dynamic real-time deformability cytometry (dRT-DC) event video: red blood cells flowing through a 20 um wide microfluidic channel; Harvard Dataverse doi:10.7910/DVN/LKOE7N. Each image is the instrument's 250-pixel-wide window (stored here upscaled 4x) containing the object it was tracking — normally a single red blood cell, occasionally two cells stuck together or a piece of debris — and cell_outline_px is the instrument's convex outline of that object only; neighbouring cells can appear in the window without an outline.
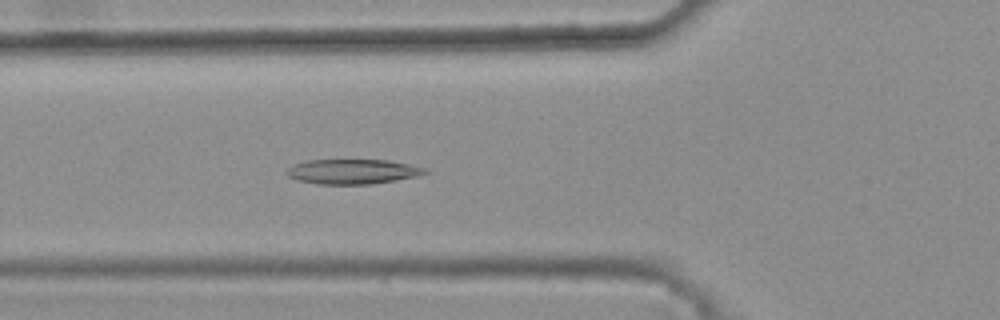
{"species": "common noctule bat (a hibernating species)", "species_latin": "Nyctalus noctula", "temperature_condition": "warm", "stored_images_in_passage": 33, "camera_frame_rate_fps": 3000, "um_per_image_px": 0.085, "animal": {"sex": "female", "body_mass_g": 25.1}, "frame": {"image": 1, "passage_image": 7, "time_ms": 2.0, "image_size_px": [1000, 320], "cell_outline_px": [[428, 172], [416, 176], [396, 180], [368, 184], [316, 184], [296, 180], [288, 176], [284, 172], [288, 168], [296, 164], [308, 160], [388, 160], [408, 164], [424, 168]], "centroid_in_image_um": [29.92, 14.59], "position_along_channel_um": 95.9, "area_um2": 19.83}}
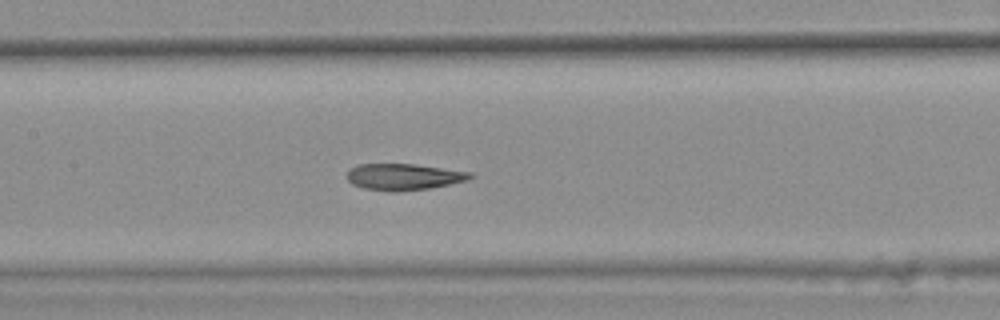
{"frame": {"image": 2, "passage_image": 13, "time_ms": 4.0, "image_size_px": [1000, 320], "cell_outline_px": [[472, 176], [468, 180], [428, 188], [396, 192], [392, 192], [364, 188], [352, 184], [348, 180], [348, 168], [360, 164], [412, 164], [472, 172]], "centroid_in_image_um": [34.28, 15.03], "position_along_channel_um": 173.1, "area_um2": 18.79}}
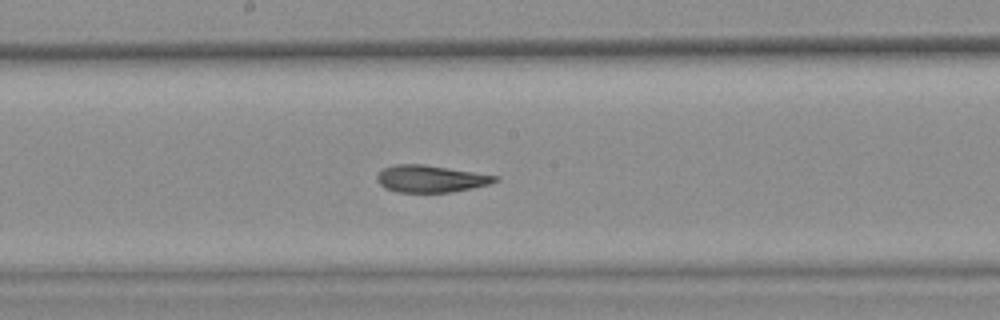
{"frame": {"image": 3, "passage_image": 16, "time_ms": 5.0, "image_size_px": [1000, 320], "cell_outline_px": [[500, 180], [488, 184], [472, 188], [452, 192], [396, 192], [384, 188], [376, 180], [376, 176], [384, 168], [392, 164], [424, 164], [500, 176]], "centroid_in_image_um": [36.6, 15.19], "position_along_channel_um": 211.6, "area_um2": 18.73}, "authors_computed_cell_mechanics": {"area_um2": 19.5364, "velocity_mm_per_s": 3.8515, "shape_relaxation_time_tau1_ms": null, "shape_relaxation_time_tau2_ms": 2.6591, "deformation_change_tau1": null, "deformation_change_tau2": 0.1023}}